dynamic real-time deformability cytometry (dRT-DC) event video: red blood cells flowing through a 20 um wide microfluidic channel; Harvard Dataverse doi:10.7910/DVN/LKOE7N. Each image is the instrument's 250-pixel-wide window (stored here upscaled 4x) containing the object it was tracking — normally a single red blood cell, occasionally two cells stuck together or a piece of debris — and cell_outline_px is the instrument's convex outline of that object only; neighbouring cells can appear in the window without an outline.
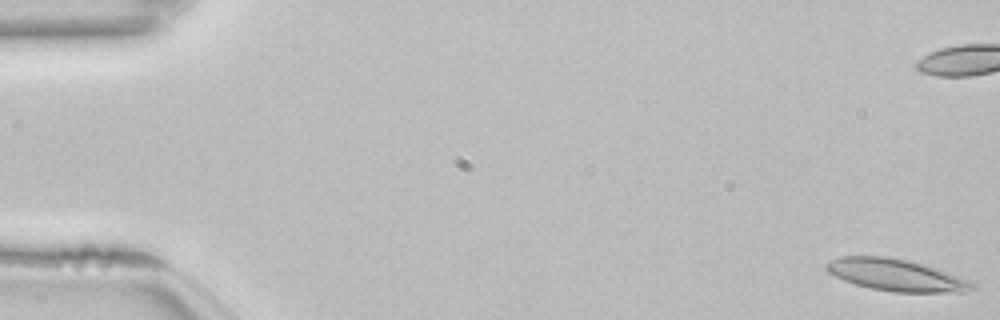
{"species": "common noctule bat (a hibernating species)", "species_latin": "Nyctalus noctula", "temperature_condition": "room temperature", "stored_images_in_passage": 54, "camera_frame_rate_fps": 3000, "um_per_image_px": 0.085, "animal": {"sex": "female", "body_mass_g": 22.7, "forearm_length_mm": 54.2}, "frame": {"image": 1, "passage_image": 1, "time_ms": 0.0, "image_size_px": [1000, 320], "cell_outline_px": [[976, 288], [964, 292], [892, 292], [872, 288], [856, 284], [844, 280], [828, 272], [824, 268], [824, 264], [840, 256], [888, 256], [908, 260], [924, 264], [948, 272], [968, 280], [976, 284]], "centroid_in_image_um": [76.17, 23.37], "position_along_channel_um": 8.8, "area_um2": 27.11}, "authors_computed_cell_mechanics": {"area_um2": 25.4898, "velocity_mm_per_s": 3.8144, "shape_relaxation_time_tau1_ms": 5.2787, "shape_relaxation_time_tau2_ms": 3.1647, "deformation_change_tau1": 0.1269, "deformation_change_tau2": 0.1057}}